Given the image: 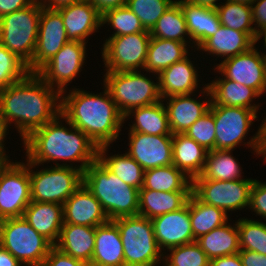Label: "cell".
I'll return each instance as SVG.
<instances>
[{
	"label": "cell",
	"instance_id": "cell-33",
	"mask_svg": "<svg viewBox=\"0 0 266 266\" xmlns=\"http://www.w3.org/2000/svg\"><path fill=\"white\" fill-rule=\"evenodd\" d=\"M196 242L210 260L239 253L237 220L233 224L228 221L222 226L214 228L209 233L197 238Z\"/></svg>",
	"mask_w": 266,
	"mask_h": 266
},
{
	"label": "cell",
	"instance_id": "cell-10",
	"mask_svg": "<svg viewBox=\"0 0 266 266\" xmlns=\"http://www.w3.org/2000/svg\"><path fill=\"white\" fill-rule=\"evenodd\" d=\"M50 165L45 168L43 165L38 170L35 163L29 162L31 200L63 205L83 184V172L72 167Z\"/></svg>",
	"mask_w": 266,
	"mask_h": 266
},
{
	"label": "cell",
	"instance_id": "cell-37",
	"mask_svg": "<svg viewBox=\"0 0 266 266\" xmlns=\"http://www.w3.org/2000/svg\"><path fill=\"white\" fill-rule=\"evenodd\" d=\"M233 151L234 150H209L206 155L203 171L197 177L221 181L245 179L243 178V168L240 162H238V158L236 159L235 156H233Z\"/></svg>",
	"mask_w": 266,
	"mask_h": 266
},
{
	"label": "cell",
	"instance_id": "cell-12",
	"mask_svg": "<svg viewBox=\"0 0 266 266\" xmlns=\"http://www.w3.org/2000/svg\"><path fill=\"white\" fill-rule=\"evenodd\" d=\"M150 31L105 38L101 47L105 71L144 70Z\"/></svg>",
	"mask_w": 266,
	"mask_h": 266
},
{
	"label": "cell",
	"instance_id": "cell-42",
	"mask_svg": "<svg viewBox=\"0 0 266 266\" xmlns=\"http://www.w3.org/2000/svg\"><path fill=\"white\" fill-rule=\"evenodd\" d=\"M166 251L167 252L163 253L162 266L210 265V259L196 241L181 246H176Z\"/></svg>",
	"mask_w": 266,
	"mask_h": 266
},
{
	"label": "cell",
	"instance_id": "cell-5",
	"mask_svg": "<svg viewBox=\"0 0 266 266\" xmlns=\"http://www.w3.org/2000/svg\"><path fill=\"white\" fill-rule=\"evenodd\" d=\"M104 72V79L101 84L108 89L112 100L123 116L132 109L148 106L162 100L159 92L158 74L147 71L144 74L143 70ZM148 74H152L153 77Z\"/></svg>",
	"mask_w": 266,
	"mask_h": 266
},
{
	"label": "cell",
	"instance_id": "cell-59",
	"mask_svg": "<svg viewBox=\"0 0 266 266\" xmlns=\"http://www.w3.org/2000/svg\"><path fill=\"white\" fill-rule=\"evenodd\" d=\"M229 1L238 2L244 5L252 6V4H254L257 0H229Z\"/></svg>",
	"mask_w": 266,
	"mask_h": 266
},
{
	"label": "cell",
	"instance_id": "cell-36",
	"mask_svg": "<svg viewBox=\"0 0 266 266\" xmlns=\"http://www.w3.org/2000/svg\"><path fill=\"white\" fill-rule=\"evenodd\" d=\"M189 214L195 240L228 220L232 221L224 210L203 203L193 192L189 197Z\"/></svg>",
	"mask_w": 266,
	"mask_h": 266
},
{
	"label": "cell",
	"instance_id": "cell-8",
	"mask_svg": "<svg viewBox=\"0 0 266 266\" xmlns=\"http://www.w3.org/2000/svg\"><path fill=\"white\" fill-rule=\"evenodd\" d=\"M0 245L24 266H42L53 247L23 216L0 221Z\"/></svg>",
	"mask_w": 266,
	"mask_h": 266
},
{
	"label": "cell",
	"instance_id": "cell-18",
	"mask_svg": "<svg viewBox=\"0 0 266 266\" xmlns=\"http://www.w3.org/2000/svg\"><path fill=\"white\" fill-rule=\"evenodd\" d=\"M200 91H198L199 95L192 93L169 96L162 99L165 102L164 106L167 111L169 127L172 134H184L191 125L209 111L211 105L210 90L206 86ZM199 97L204 100H201Z\"/></svg>",
	"mask_w": 266,
	"mask_h": 266
},
{
	"label": "cell",
	"instance_id": "cell-38",
	"mask_svg": "<svg viewBox=\"0 0 266 266\" xmlns=\"http://www.w3.org/2000/svg\"><path fill=\"white\" fill-rule=\"evenodd\" d=\"M150 35L161 39L176 40L186 43L190 48H194L187 30L184 13L177 0L158 19L156 25L150 31Z\"/></svg>",
	"mask_w": 266,
	"mask_h": 266
},
{
	"label": "cell",
	"instance_id": "cell-57",
	"mask_svg": "<svg viewBox=\"0 0 266 266\" xmlns=\"http://www.w3.org/2000/svg\"><path fill=\"white\" fill-rule=\"evenodd\" d=\"M187 1L193 4H196V5H201L205 7L214 8V9H216L220 5V3H218V1L220 0H187Z\"/></svg>",
	"mask_w": 266,
	"mask_h": 266
},
{
	"label": "cell",
	"instance_id": "cell-3",
	"mask_svg": "<svg viewBox=\"0 0 266 266\" xmlns=\"http://www.w3.org/2000/svg\"><path fill=\"white\" fill-rule=\"evenodd\" d=\"M100 93L72 88L61 93L62 116L84 132L98 147L113 145L124 127V116L108 89Z\"/></svg>",
	"mask_w": 266,
	"mask_h": 266
},
{
	"label": "cell",
	"instance_id": "cell-29",
	"mask_svg": "<svg viewBox=\"0 0 266 266\" xmlns=\"http://www.w3.org/2000/svg\"><path fill=\"white\" fill-rule=\"evenodd\" d=\"M186 43L151 37L147 50L144 72L159 74L170 65L183 60L189 54Z\"/></svg>",
	"mask_w": 266,
	"mask_h": 266
},
{
	"label": "cell",
	"instance_id": "cell-54",
	"mask_svg": "<svg viewBox=\"0 0 266 266\" xmlns=\"http://www.w3.org/2000/svg\"><path fill=\"white\" fill-rule=\"evenodd\" d=\"M0 266H24L7 249L0 245Z\"/></svg>",
	"mask_w": 266,
	"mask_h": 266
},
{
	"label": "cell",
	"instance_id": "cell-58",
	"mask_svg": "<svg viewBox=\"0 0 266 266\" xmlns=\"http://www.w3.org/2000/svg\"><path fill=\"white\" fill-rule=\"evenodd\" d=\"M10 160V156H0V172Z\"/></svg>",
	"mask_w": 266,
	"mask_h": 266
},
{
	"label": "cell",
	"instance_id": "cell-15",
	"mask_svg": "<svg viewBox=\"0 0 266 266\" xmlns=\"http://www.w3.org/2000/svg\"><path fill=\"white\" fill-rule=\"evenodd\" d=\"M259 47L255 45L245 53L216 63L214 68L224 78L253 88L264 96L266 51L262 53Z\"/></svg>",
	"mask_w": 266,
	"mask_h": 266
},
{
	"label": "cell",
	"instance_id": "cell-13",
	"mask_svg": "<svg viewBox=\"0 0 266 266\" xmlns=\"http://www.w3.org/2000/svg\"><path fill=\"white\" fill-rule=\"evenodd\" d=\"M13 161L0 172V221L21 217L32 201L29 161Z\"/></svg>",
	"mask_w": 266,
	"mask_h": 266
},
{
	"label": "cell",
	"instance_id": "cell-19",
	"mask_svg": "<svg viewBox=\"0 0 266 266\" xmlns=\"http://www.w3.org/2000/svg\"><path fill=\"white\" fill-rule=\"evenodd\" d=\"M159 249L166 250L196 241L189 214V199L181 209L151 219Z\"/></svg>",
	"mask_w": 266,
	"mask_h": 266
},
{
	"label": "cell",
	"instance_id": "cell-24",
	"mask_svg": "<svg viewBox=\"0 0 266 266\" xmlns=\"http://www.w3.org/2000/svg\"><path fill=\"white\" fill-rule=\"evenodd\" d=\"M22 216L34 230L53 246L57 243L64 224L63 205L31 201Z\"/></svg>",
	"mask_w": 266,
	"mask_h": 266
},
{
	"label": "cell",
	"instance_id": "cell-41",
	"mask_svg": "<svg viewBox=\"0 0 266 266\" xmlns=\"http://www.w3.org/2000/svg\"><path fill=\"white\" fill-rule=\"evenodd\" d=\"M105 24L114 30L109 37L123 36L144 32L139 18L126 6L107 10L102 14V26Z\"/></svg>",
	"mask_w": 266,
	"mask_h": 266
},
{
	"label": "cell",
	"instance_id": "cell-48",
	"mask_svg": "<svg viewBox=\"0 0 266 266\" xmlns=\"http://www.w3.org/2000/svg\"><path fill=\"white\" fill-rule=\"evenodd\" d=\"M251 8L254 31L260 37L266 32V0H257Z\"/></svg>",
	"mask_w": 266,
	"mask_h": 266
},
{
	"label": "cell",
	"instance_id": "cell-22",
	"mask_svg": "<svg viewBox=\"0 0 266 266\" xmlns=\"http://www.w3.org/2000/svg\"><path fill=\"white\" fill-rule=\"evenodd\" d=\"M57 11L62 15L67 37L71 41L88 43L89 36L103 27L102 14L87 0Z\"/></svg>",
	"mask_w": 266,
	"mask_h": 266
},
{
	"label": "cell",
	"instance_id": "cell-39",
	"mask_svg": "<svg viewBox=\"0 0 266 266\" xmlns=\"http://www.w3.org/2000/svg\"><path fill=\"white\" fill-rule=\"evenodd\" d=\"M224 2L216 8L221 25L245 32L258 43L260 37L254 31L251 6L229 0Z\"/></svg>",
	"mask_w": 266,
	"mask_h": 266
},
{
	"label": "cell",
	"instance_id": "cell-31",
	"mask_svg": "<svg viewBox=\"0 0 266 266\" xmlns=\"http://www.w3.org/2000/svg\"><path fill=\"white\" fill-rule=\"evenodd\" d=\"M192 191L157 192L154 190L139 189L138 215L148 219L177 211L184 207Z\"/></svg>",
	"mask_w": 266,
	"mask_h": 266
},
{
	"label": "cell",
	"instance_id": "cell-4",
	"mask_svg": "<svg viewBox=\"0 0 266 266\" xmlns=\"http://www.w3.org/2000/svg\"><path fill=\"white\" fill-rule=\"evenodd\" d=\"M83 184L101 203L109 220L138 215L139 189L124 183L99 159L84 170Z\"/></svg>",
	"mask_w": 266,
	"mask_h": 266
},
{
	"label": "cell",
	"instance_id": "cell-46",
	"mask_svg": "<svg viewBox=\"0 0 266 266\" xmlns=\"http://www.w3.org/2000/svg\"><path fill=\"white\" fill-rule=\"evenodd\" d=\"M249 209L266 222V182L254 179L250 193Z\"/></svg>",
	"mask_w": 266,
	"mask_h": 266
},
{
	"label": "cell",
	"instance_id": "cell-25",
	"mask_svg": "<svg viewBox=\"0 0 266 266\" xmlns=\"http://www.w3.org/2000/svg\"><path fill=\"white\" fill-rule=\"evenodd\" d=\"M257 43L245 32L220 26L218 31L207 38L196 50L212 57L227 58L249 51Z\"/></svg>",
	"mask_w": 266,
	"mask_h": 266
},
{
	"label": "cell",
	"instance_id": "cell-56",
	"mask_svg": "<svg viewBox=\"0 0 266 266\" xmlns=\"http://www.w3.org/2000/svg\"><path fill=\"white\" fill-rule=\"evenodd\" d=\"M9 133V129L7 127V125L4 123L3 119L0 117V156H9L8 154H6V139H7V135Z\"/></svg>",
	"mask_w": 266,
	"mask_h": 266
},
{
	"label": "cell",
	"instance_id": "cell-55",
	"mask_svg": "<svg viewBox=\"0 0 266 266\" xmlns=\"http://www.w3.org/2000/svg\"><path fill=\"white\" fill-rule=\"evenodd\" d=\"M40 4L47 8L52 10H58L59 8L69 6L71 4L80 2L82 0H39Z\"/></svg>",
	"mask_w": 266,
	"mask_h": 266
},
{
	"label": "cell",
	"instance_id": "cell-11",
	"mask_svg": "<svg viewBox=\"0 0 266 266\" xmlns=\"http://www.w3.org/2000/svg\"><path fill=\"white\" fill-rule=\"evenodd\" d=\"M253 178L221 181L195 177L192 192L203 202L228 212L249 208Z\"/></svg>",
	"mask_w": 266,
	"mask_h": 266
},
{
	"label": "cell",
	"instance_id": "cell-43",
	"mask_svg": "<svg viewBox=\"0 0 266 266\" xmlns=\"http://www.w3.org/2000/svg\"><path fill=\"white\" fill-rule=\"evenodd\" d=\"M176 0H127L128 7L140 20L145 30L151 31L158 19Z\"/></svg>",
	"mask_w": 266,
	"mask_h": 266
},
{
	"label": "cell",
	"instance_id": "cell-35",
	"mask_svg": "<svg viewBox=\"0 0 266 266\" xmlns=\"http://www.w3.org/2000/svg\"><path fill=\"white\" fill-rule=\"evenodd\" d=\"M144 189L157 192L192 191V179L174 165L145 170Z\"/></svg>",
	"mask_w": 266,
	"mask_h": 266
},
{
	"label": "cell",
	"instance_id": "cell-6",
	"mask_svg": "<svg viewBox=\"0 0 266 266\" xmlns=\"http://www.w3.org/2000/svg\"><path fill=\"white\" fill-rule=\"evenodd\" d=\"M120 231L125 266H158L163 263L151 219L141 215L112 220Z\"/></svg>",
	"mask_w": 266,
	"mask_h": 266
},
{
	"label": "cell",
	"instance_id": "cell-61",
	"mask_svg": "<svg viewBox=\"0 0 266 266\" xmlns=\"http://www.w3.org/2000/svg\"><path fill=\"white\" fill-rule=\"evenodd\" d=\"M264 95H266V70H265V82H264Z\"/></svg>",
	"mask_w": 266,
	"mask_h": 266
},
{
	"label": "cell",
	"instance_id": "cell-28",
	"mask_svg": "<svg viewBox=\"0 0 266 266\" xmlns=\"http://www.w3.org/2000/svg\"><path fill=\"white\" fill-rule=\"evenodd\" d=\"M95 234L96 227L63 224L54 247L64 254L90 264L95 246Z\"/></svg>",
	"mask_w": 266,
	"mask_h": 266
},
{
	"label": "cell",
	"instance_id": "cell-49",
	"mask_svg": "<svg viewBox=\"0 0 266 266\" xmlns=\"http://www.w3.org/2000/svg\"><path fill=\"white\" fill-rule=\"evenodd\" d=\"M38 0H0V18L36 3Z\"/></svg>",
	"mask_w": 266,
	"mask_h": 266
},
{
	"label": "cell",
	"instance_id": "cell-23",
	"mask_svg": "<svg viewBox=\"0 0 266 266\" xmlns=\"http://www.w3.org/2000/svg\"><path fill=\"white\" fill-rule=\"evenodd\" d=\"M212 70H214L215 73L217 72L220 76H216L214 80L212 79L210 83H207L211 93L210 106L248 108L254 110L258 114V110L261 109L260 107L262 105L254 100L261 97V95L255 89L228 80L223 76L221 77V74L215 68Z\"/></svg>",
	"mask_w": 266,
	"mask_h": 266
},
{
	"label": "cell",
	"instance_id": "cell-60",
	"mask_svg": "<svg viewBox=\"0 0 266 266\" xmlns=\"http://www.w3.org/2000/svg\"><path fill=\"white\" fill-rule=\"evenodd\" d=\"M262 38H263V40H264V41H262V42H263V45H262L263 48L260 47V49H262V50L264 49V50H265V49H266V32H264V33L260 36V38H259V42H260V43H261V39H262ZM265 51H266V50H265Z\"/></svg>",
	"mask_w": 266,
	"mask_h": 266
},
{
	"label": "cell",
	"instance_id": "cell-34",
	"mask_svg": "<svg viewBox=\"0 0 266 266\" xmlns=\"http://www.w3.org/2000/svg\"><path fill=\"white\" fill-rule=\"evenodd\" d=\"M109 147L111 146L103 145L98 148V159L124 183L141 189L145 170L126 151L123 154H107Z\"/></svg>",
	"mask_w": 266,
	"mask_h": 266
},
{
	"label": "cell",
	"instance_id": "cell-52",
	"mask_svg": "<svg viewBox=\"0 0 266 266\" xmlns=\"http://www.w3.org/2000/svg\"><path fill=\"white\" fill-rule=\"evenodd\" d=\"M209 266H243L239 253L229 256L216 257L210 260Z\"/></svg>",
	"mask_w": 266,
	"mask_h": 266
},
{
	"label": "cell",
	"instance_id": "cell-21",
	"mask_svg": "<svg viewBox=\"0 0 266 266\" xmlns=\"http://www.w3.org/2000/svg\"><path fill=\"white\" fill-rule=\"evenodd\" d=\"M64 224L97 227L109 221L101 203L82 184L63 204Z\"/></svg>",
	"mask_w": 266,
	"mask_h": 266
},
{
	"label": "cell",
	"instance_id": "cell-20",
	"mask_svg": "<svg viewBox=\"0 0 266 266\" xmlns=\"http://www.w3.org/2000/svg\"><path fill=\"white\" fill-rule=\"evenodd\" d=\"M191 59L193 58L188 55L158 74L159 92L162 99L169 96L198 93L199 88L204 89L207 86L206 83L201 84L204 86L200 87L201 80L198 74L200 67Z\"/></svg>",
	"mask_w": 266,
	"mask_h": 266
},
{
	"label": "cell",
	"instance_id": "cell-27",
	"mask_svg": "<svg viewBox=\"0 0 266 266\" xmlns=\"http://www.w3.org/2000/svg\"><path fill=\"white\" fill-rule=\"evenodd\" d=\"M184 13L190 39L196 49L221 26L216 9L193 4L187 0H177Z\"/></svg>",
	"mask_w": 266,
	"mask_h": 266
},
{
	"label": "cell",
	"instance_id": "cell-30",
	"mask_svg": "<svg viewBox=\"0 0 266 266\" xmlns=\"http://www.w3.org/2000/svg\"><path fill=\"white\" fill-rule=\"evenodd\" d=\"M133 116V117H132ZM128 132H138L149 135H173L169 127L167 111L161 100L148 106L132 109L124 116V121L129 119Z\"/></svg>",
	"mask_w": 266,
	"mask_h": 266
},
{
	"label": "cell",
	"instance_id": "cell-14",
	"mask_svg": "<svg viewBox=\"0 0 266 266\" xmlns=\"http://www.w3.org/2000/svg\"><path fill=\"white\" fill-rule=\"evenodd\" d=\"M87 43L69 41L36 73L60 94L80 74L87 55ZM85 63V64H84Z\"/></svg>",
	"mask_w": 266,
	"mask_h": 266
},
{
	"label": "cell",
	"instance_id": "cell-45",
	"mask_svg": "<svg viewBox=\"0 0 266 266\" xmlns=\"http://www.w3.org/2000/svg\"><path fill=\"white\" fill-rule=\"evenodd\" d=\"M215 129L214 116L208 111L191 125L184 134L209 151L215 149Z\"/></svg>",
	"mask_w": 266,
	"mask_h": 266
},
{
	"label": "cell",
	"instance_id": "cell-1",
	"mask_svg": "<svg viewBox=\"0 0 266 266\" xmlns=\"http://www.w3.org/2000/svg\"><path fill=\"white\" fill-rule=\"evenodd\" d=\"M60 110L61 94L37 73L0 90V117L8 129L15 126L21 141L53 121Z\"/></svg>",
	"mask_w": 266,
	"mask_h": 266
},
{
	"label": "cell",
	"instance_id": "cell-51",
	"mask_svg": "<svg viewBox=\"0 0 266 266\" xmlns=\"http://www.w3.org/2000/svg\"><path fill=\"white\" fill-rule=\"evenodd\" d=\"M89 1L101 14L107 10L126 6L127 0H87Z\"/></svg>",
	"mask_w": 266,
	"mask_h": 266
},
{
	"label": "cell",
	"instance_id": "cell-50",
	"mask_svg": "<svg viewBox=\"0 0 266 266\" xmlns=\"http://www.w3.org/2000/svg\"><path fill=\"white\" fill-rule=\"evenodd\" d=\"M239 256L243 266H266V255L252 250H240Z\"/></svg>",
	"mask_w": 266,
	"mask_h": 266
},
{
	"label": "cell",
	"instance_id": "cell-47",
	"mask_svg": "<svg viewBox=\"0 0 266 266\" xmlns=\"http://www.w3.org/2000/svg\"><path fill=\"white\" fill-rule=\"evenodd\" d=\"M42 266H91L90 264L77 260L62 253L56 247H52L46 256Z\"/></svg>",
	"mask_w": 266,
	"mask_h": 266
},
{
	"label": "cell",
	"instance_id": "cell-32",
	"mask_svg": "<svg viewBox=\"0 0 266 266\" xmlns=\"http://www.w3.org/2000/svg\"><path fill=\"white\" fill-rule=\"evenodd\" d=\"M173 165L192 180L199 176L205 166L208 151L185 134H173Z\"/></svg>",
	"mask_w": 266,
	"mask_h": 266
},
{
	"label": "cell",
	"instance_id": "cell-2",
	"mask_svg": "<svg viewBox=\"0 0 266 266\" xmlns=\"http://www.w3.org/2000/svg\"><path fill=\"white\" fill-rule=\"evenodd\" d=\"M22 143L25 159L35 163L37 168L53 162L54 166L72 167L84 172L98 159L99 147L61 113L53 121L33 131Z\"/></svg>",
	"mask_w": 266,
	"mask_h": 266
},
{
	"label": "cell",
	"instance_id": "cell-40",
	"mask_svg": "<svg viewBox=\"0 0 266 266\" xmlns=\"http://www.w3.org/2000/svg\"><path fill=\"white\" fill-rule=\"evenodd\" d=\"M237 228L240 250H252L266 255V223L260 219L240 217L237 220Z\"/></svg>",
	"mask_w": 266,
	"mask_h": 266
},
{
	"label": "cell",
	"instance_id": "cell-7",
	"mask_svg": "<svg viewBox=\"0 0 266 266\" xmlns=\"http://www.w3.org/2000/svg\"><path fill=\"white\" fill-rule=\"evenodd\" d=\"M41 4L36 3L0 18V44L31 63L37 44Z\"/></svg>",
	"mask_w": 266,
	"mask_h": 266
},
{
	"label": "cell",
	"instance_id": "cell-53",
	"mask_svg": "<svg viewBox=\"0 0 266 266\" xmlns=\"http://www.w3.org/2000/svg\"><path fill=\"white\" fill-rule=\"evenodd\" d=\"M261 121L262 124L258 127V148L256 157L262 156L264 162H266V117Z\"/></svg>",
	"mask_w": 266,
	"mask_h": 266
},
{
	"label": "cell",
	"instance_id": "cell-17",
	"mask_svg": "<svg viewBox=\"0 0 266 266\" xmlns=\"http://www.w3.org/2000/svg\"><path fill=\"white\" fill-rule=\"evenodd\" d=\"M173 135H149L128 133L127 154L136 160L144 170L173 165Z\"/></svg>",
	"mask_w": 266,
	"mask_h": 266
},
{
	"label": "cell",
	"instance_id": "cell-26",
	"mask_svg": "<svg viewBox=\"0 0 266 266\" xmlns=\"http://www.w3.org/2000/svg\"><path fill=\"white\" fill-rule=\"evenodd\" d=\"M91 266H125L123 243L117 225L109 220L96 227Z\"/></svg>",
	"mask_w": 266,
	"mask_h": 266
},
{
	"label": "cell",
	"instance_id": "cell-16",
	"mask_svg": "<svg viewBox=\"0 0 266 266\" xmlns=\"http://www.w3.org/2000/svg\"><path fill=\"white\" fill-rule=\"evenodd\" d=\"M69 41L62 15L41 5L36 49L27 66L29 72L36 73Z\"/></svg>",
	"mask_w": 266,
	"mask_h": 266
},
{
	"label": "cell",
	"instance_id": "cell-44",
	"mask_svg": "<svg viewBox=\"0 0 266 266\" xmlns=\"http://www.w3.org/2000/svg\"><path fill=\"white\" fill-rule=\"evenodd\" d=\"M29 73L27 65L0 44V90L22 80Z\"/></svg>",
	"mask_w": 266,
	"mask_h": 266
},
{
	"label": "cell",
	"instance_id": "cell-9",
	"mask_svg": "<svg viewBox=\"0 0 266 266\" xmlns=\"http://www.w3.org/2000/svg\"><path fill=\"white\" fill-rule=\"evenodd\" d=\"M209 111L215 120V149L235 150L237 147L247 145L246 148L248 147L253 151L251 153L256 154L258 130L249 137L250 140L246 139L250 127L255 120H258V114L254 110L231 106H210Z\"/></svg>",
	"mask_w": 266,
	"mask_h": 266
}]
</instances>
